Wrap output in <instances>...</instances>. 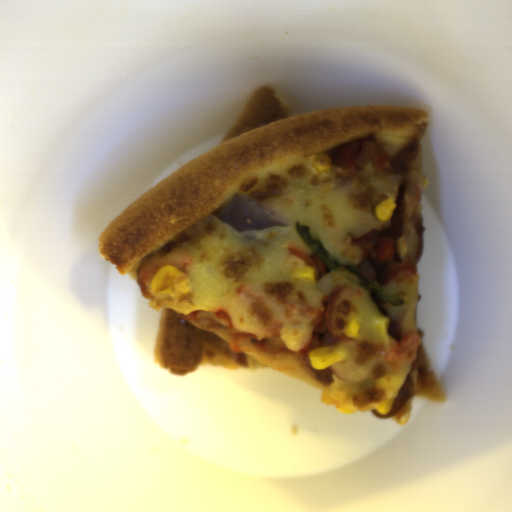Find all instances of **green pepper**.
I'll return each instance as SVG.
<instances>
[{
    "label": "green pepper",
    "mask_w": 512,
    "mask_h": 512,
    "mask_svg": "<svg viewBox=\"0 0 512 512\" xmlns=\"http://www.w3.org/2000/svg\"><path fill=\"white\" fill-rule=\"evenodd\" d=\"M295 230L304 244L323 262V264L330 270L336 271L339 267V261L335 259L319 242L318 239L312 237L310 227L308 225H301L296 222Z\"/></svg>",
    "instance_id": "green-pepper-1"
},
{
    "label": "green pepper",
    "mask_w": 512,
    "mask_h": 512,
    "mask_svg": "<svg viewBox=\"0 0 512 512\" xmlns=\"http://www.w3.org/2000/svg\"><path fill=\"white\" fill-rule=\"evenodd\" d=\"M348 273L353 274L357 277L360 287L376 292L386 303L391 305L392 307H397L400 305H404L405 301L397 300L383 292L379 287L371 283L357 268L352 265L348 268Z\"/></svg>",
    "instance_id": "green-pepper-2"
}]
</instances>
